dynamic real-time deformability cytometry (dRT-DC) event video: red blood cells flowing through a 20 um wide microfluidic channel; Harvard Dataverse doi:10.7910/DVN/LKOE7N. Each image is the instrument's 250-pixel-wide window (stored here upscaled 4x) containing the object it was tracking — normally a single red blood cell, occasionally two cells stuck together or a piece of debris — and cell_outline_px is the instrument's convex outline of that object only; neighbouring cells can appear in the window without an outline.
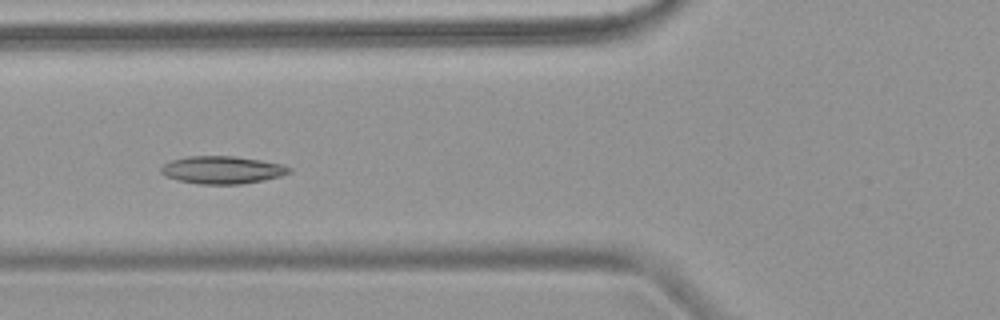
{"species": "common noctule bat (a hibernating species)", "species_latin": "Nyctalus noctula", "temperature_condition": "warm", "stored_images_in_passage": 7, "camera_frame_rate_fps": 3000, "um_per_image_px": 0.085, "animal": {"sex": "female", "body_mass_g": 18.4}, "frame": {"image": 1, "passage_image": 5, "time_ms": 5.667, "image_size_px": [1000, 320], "cell_outline_px": [[292, 172], [280, 176], [264, 180], [240, 184], [200, 184], [180, 180], [164, 176], [160, 172], [160, 168], [164, 164], [172, 160], [188, 156], [236, 156], [284, 164], [292, 168]], "centroid_in_image_um": [18.92, 14.44], "position_along_channel_um": 106.9, "area_um2": 20.69}}
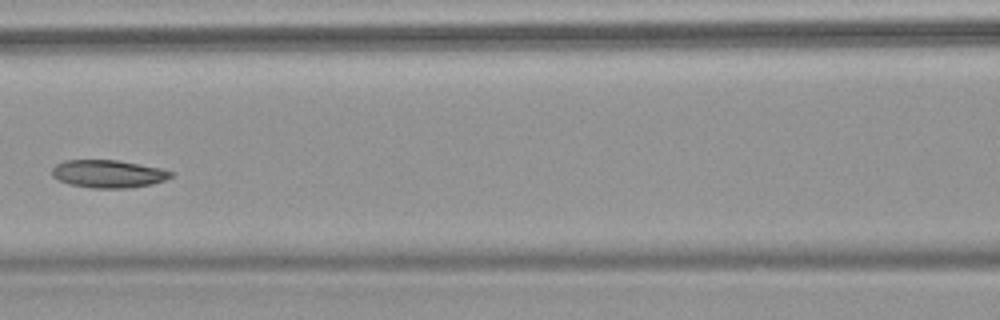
{"frame": {"image": 2, "passage_image": 6, "time_ms": 7.0, "image_size_px": [1000, 320], "cell_outline_px": [[172, 176], [164, 180], [152, 184], [128, 188], [92, 188], [68, 184], [52, 176], [52, 168], [56, 164], [64, 160], [116, 160], [160, 168], [172, 172]], "centroid_in_image_um": [9.17, 14.78], "position_along_channel_um": 157.4, "area_um2": 19.13}}
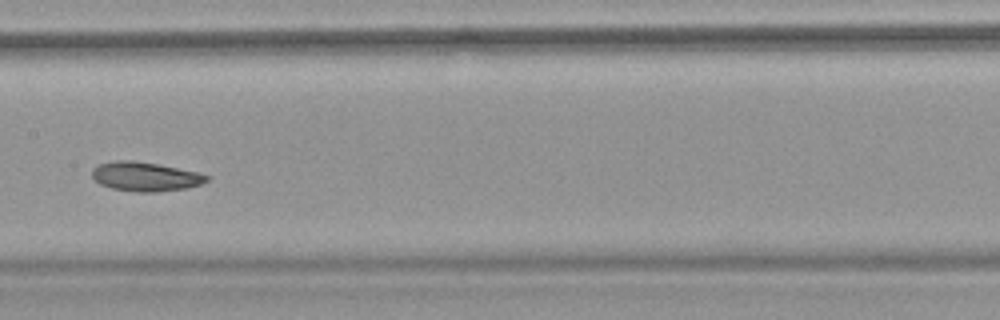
{"frame": {"image": 3, "passage_image": 7, "time_ms": 8.0, "image_size_px": [1000, 320], "cell_outline_px": [[212, 176], [208, 180], [200, 184], [188, 188], [156, 192], [136, 192], [112, 188], [100, 184], [92, 176], [92, 168], [100, 164], [116, 160], [132, 160], [156, 164], [200, 172]], "centroid_in_image_um": [12.39, 15.01], "position_along_channel_um": 195.0, "area_um2": 19.54}}